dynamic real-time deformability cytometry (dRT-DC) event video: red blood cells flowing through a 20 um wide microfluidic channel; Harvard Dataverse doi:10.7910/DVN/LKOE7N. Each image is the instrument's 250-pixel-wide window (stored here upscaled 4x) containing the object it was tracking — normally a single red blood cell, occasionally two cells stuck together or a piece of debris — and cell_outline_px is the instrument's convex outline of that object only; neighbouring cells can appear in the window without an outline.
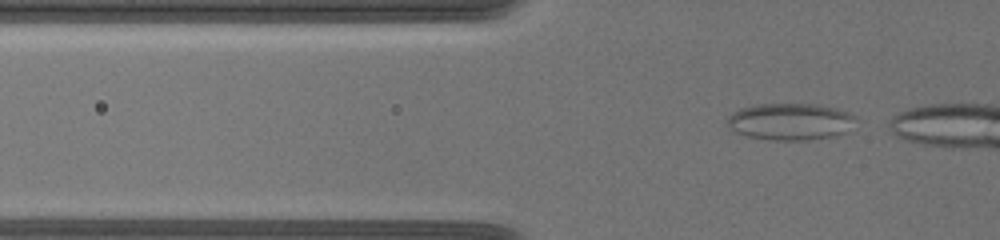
{"species": "common noctule bat (a hibernating species)", "species_latin": "Nyctalus noctula", "temperature_condition": "warm", "stored_images_in_passage": 26, "camera_frame_rate_fps": 3000, "um_per_image_px": 0.085, "animal": {"sex": "female", "body_mass_g": 19.5, "forearm_length_mm": 54.1}, "frame": {"image": 1, "passage_image": 11, "time_ms": 3.333, "image_size_px": [1000, 240], "cell_outline_px": [[856, 116], [844, 132], [836, 136], [804, 140], [772, 140], [748, 136], [736, 132], [728, 124], [728, 116], [732, 112], [740, 108], [756, 104], [816, 104], [836, 108], [848, 112]], "centroid_in_image_um": [67.14, 10.32], "position_along_channel_um": 58.7, "area_um2": 27.28}}
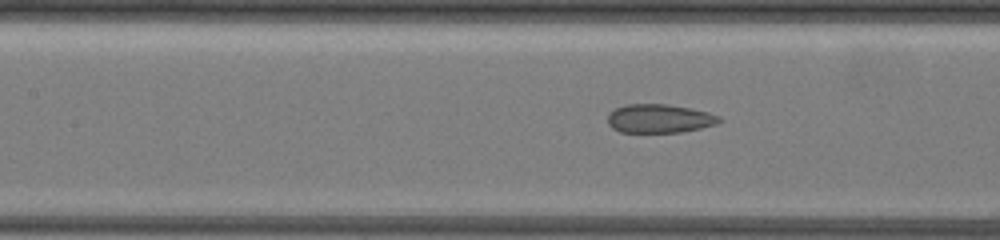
{"frame": {"image": 2, "passage_image": 20, "time_ms": 6.333, "image_size_px": [1000, 240], "cell_outline_px": [[724, 120], [720, 124], [680, 132], [620, 132], [612, 128], [608, 124], [608, 112], [624, 104], [668, 104], [692, 108], [708, 112], [720, 116]], "centroid_in_image_um": [56.08, 10.07], "position_along_channel_um": 151.3, "area_um2": 18.96}}
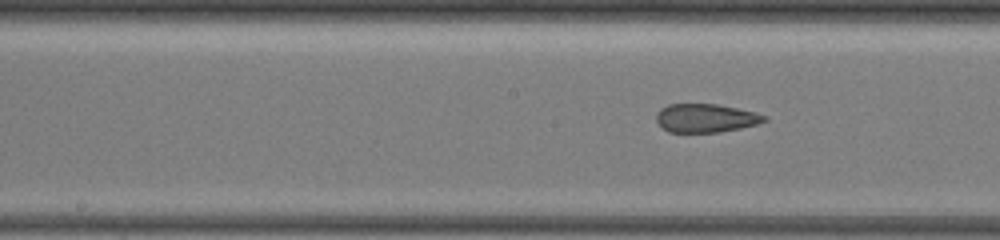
{"frame": {"image": 3, "passage_image": 23, "time_ms": 7.333, "image_size_px": [1000, 240], "cell_outline_px": [[768, 120], [756, 124], [740, 128], [720, 132], [668, 132], [656, 120], [656, 112], [660, 108], [668, 104], [716, 104], [756, 112], [768, 116]], "centroid_in_image_um": [59.99, 10.03], "position_along_channel_um": 188.2, "area_um2": 17.98}}